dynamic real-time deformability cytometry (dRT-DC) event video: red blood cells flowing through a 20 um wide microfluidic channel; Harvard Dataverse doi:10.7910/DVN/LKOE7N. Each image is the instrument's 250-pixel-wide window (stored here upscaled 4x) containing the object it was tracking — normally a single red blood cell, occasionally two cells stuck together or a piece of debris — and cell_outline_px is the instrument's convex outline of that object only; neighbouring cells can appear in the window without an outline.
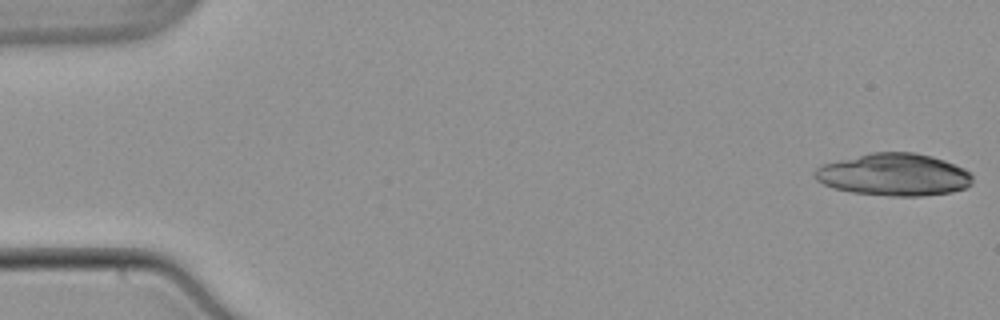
{"species": "common noctule bat (a hibernating species)", "species_latin": "Nyctalus noctula", "temperature_condition": "warm", "stored_images_in_passage": 40, "camera_frame_rate_fps": 3000, "um_per_image_px": 0.085, "animal": {"sex": "male", "body_mass_g": 21.5, "forearm_length_mm": 52.0}, "frame": {"image": 1, "passage_image": 1, "time_ms": 0.0, "image_size_px": [1000, 320], "cell_outline_px": [[968, 184], [964, 188], [948, 192], [860, 192], [840, 188], [828, 184], [820, 180], [832, 164], [880, 152], [904, 152], [928, 156], [952, 164], [968, 172]], "centroid_in_image_um": [76.18, 14.8], "position_along_channel_um": 8.8, "area_um2": 33.58}}